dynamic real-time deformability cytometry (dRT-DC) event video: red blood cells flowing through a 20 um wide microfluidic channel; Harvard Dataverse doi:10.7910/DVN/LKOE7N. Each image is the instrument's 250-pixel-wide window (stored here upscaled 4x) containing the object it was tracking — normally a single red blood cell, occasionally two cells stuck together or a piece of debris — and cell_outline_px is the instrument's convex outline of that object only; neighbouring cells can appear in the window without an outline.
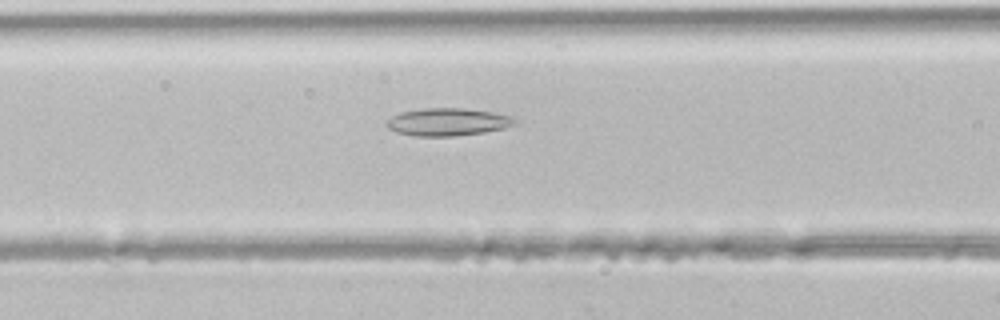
{"species": "common noctule bat (a hibernating species)", "species_latin": "Nyctalus noctula", "temperature_condition": "room temperature", "stored_images_in_passage": 35, "camera_frame_rate_fps": 3000, "um_per_image_px": 0.085, "animal": {"sex": "male", "body_mass_g": 21.5, "forearm_length_mm": 52.0}, "frame": {"image": 1, "passage_image": 10, "time_ms": 3.0, "image_size_px": [1000, 320], "cell_outline_px": [[516, 124], [504, 128], [484, 132], [452, 136], [412, 136], [396, 132], [388, 128], [384, 124], [392, 116], [400, 112], [424, 108], [464, 108], [492, 112], [512, 116], [516, 120]], "centroid_in_image_um": [38.03, 10.36], "position_along_channel_um": 128.6, "area_um2": 20.69}}
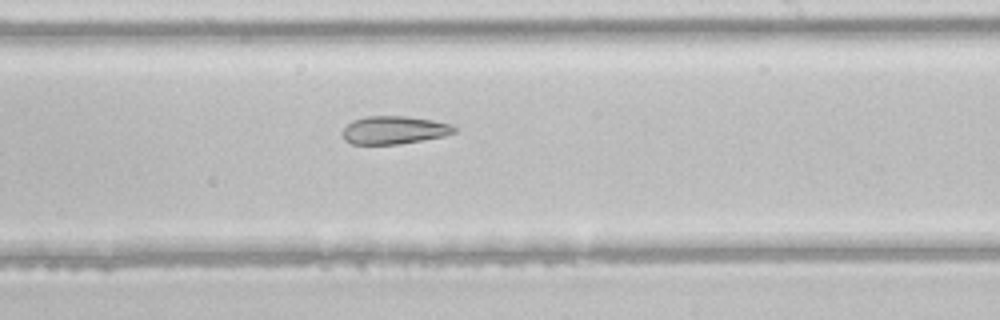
{"frame": {"image": 2, "passage_image": 18, "time_ms": 5.667, "image_size_px": [1000, 320], "cell_outline_px": [[456, 132], [444, 136], [396, 144], [352, 144], [344, 140], [344, 128], [352, 120], [364, 116], [404, 116], [432, 120], [452, 124], [456, 128]], "centroid_in_image_um": [33.5, 11.04], "position_along_channel_um": 255.5, "area_um2": 18.09}}
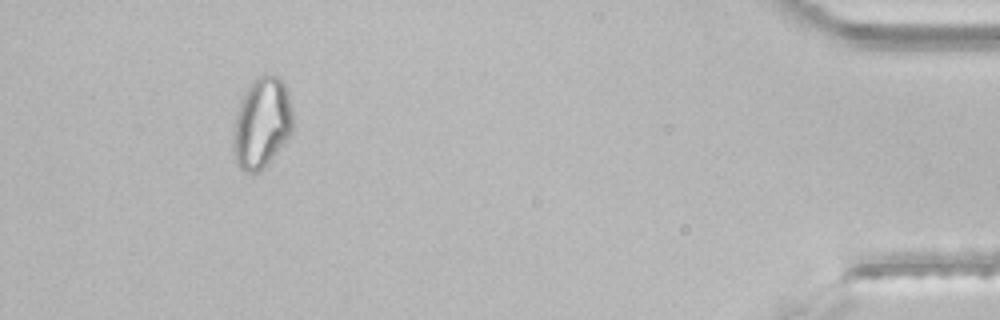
{"frame": {"image": 3, "passage_image": 32, "time_ms": 10.333, "image_size_px": [1000, 320], "cell_outline_px": [[292, 132], [276, 152], [256, 172], [244, 172], [236, 164], [232, 152], [232, 136], [236, 112], [240, 100], [244, 92], [252, 80], [256, 76], [264, 72], [280, 76], [288, 92], [292, 112]], "centroid_in_image_um": [22.21, 10.38], "position_along_channel_um": 413.0, "area_um2": 31.73}}